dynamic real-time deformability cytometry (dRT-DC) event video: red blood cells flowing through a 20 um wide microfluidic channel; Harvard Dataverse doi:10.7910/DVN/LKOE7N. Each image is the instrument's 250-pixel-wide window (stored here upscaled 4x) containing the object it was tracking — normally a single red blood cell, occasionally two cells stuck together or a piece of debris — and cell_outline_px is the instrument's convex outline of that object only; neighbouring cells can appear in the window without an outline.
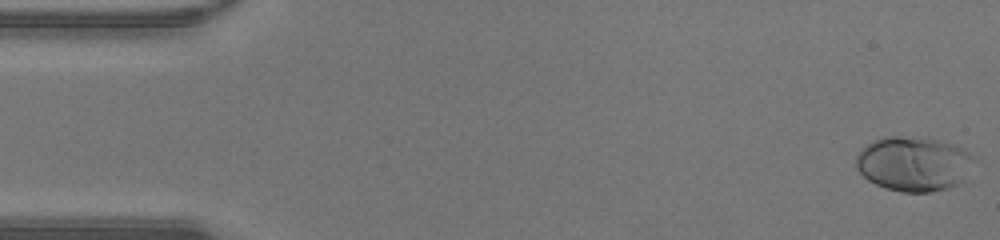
{"species": "human", "species_latin": "Homo sapiens", "temperature_condition": "warm", "stored_images_in_passage": 47, "camera_frame_rate_fps": 3000, "um_per_image_px": 0.085, "donor": {"sex": "male"}, "frame": {"image": 1, "passage_image": 1, "time_ms": 0.0, "image_size_px": [1000, 240], "cell_outline_px": [[980, 160], [960, 184], [948, 188], [928, 192], [900, 192], [876, 184], [868, 180], [856, 168], [856, 156], [868, 144], [884, 136], [896, 136], [940, 140], [956, 144]], "centroid_in_image_um": [77.75, 13.93], "position_along_channel_um": 7.2, "area_um2": 37.86}}
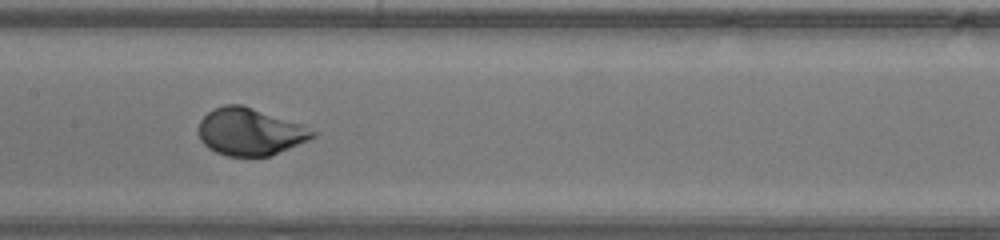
{"frame": {"image": 2, "passage_image": 23, "time_ms": 7.333, "image_size_px": [1000, 240], "cell_outline_px": [[320, 132], [316, 136], [308, 140], [272, 156], [228, 156], [216, 152], [208, 148], [200, 140], [196, 132], [200, 120], [208, 112], [224, 104], [240, 104], [304, 124]], "centroid_in_image_um": [21.27, 11.2], "position_along_channel_um": 186.1, "area_um2": 31.85}}
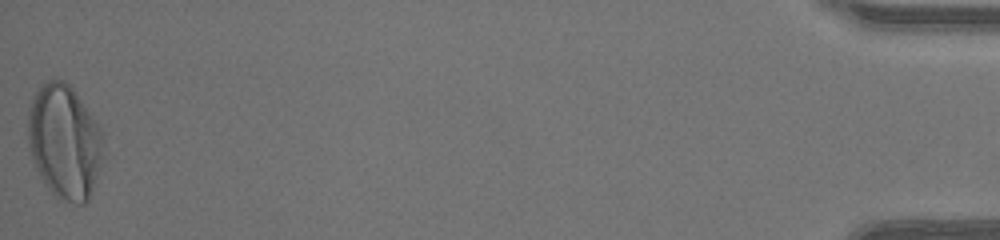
{"frame": {"image": 3, "passage_image": 47, "time_ms": 15.333, "image_size_px": [1000, 240], "cell_outline_px": [[104, 156], [88, 200], [84, 204], [76, 204], [56, 196], [44, 184], [36, 168], [32, 156], [28, 140], [28, 108], [40, 84], [48, 80], [60, 80], [68, 84], [72, 88], [104, 132]], "centroid_in_image_um": [5.5, 12.04], "position_along_channel_um": 429.7, "area_um2": 50.05}, "authors_computed_cell_mechanics": {"area_um2": 32.7726, "velocity_mm_per_s": 4.4027, "shape_relaxation_time_tau1_ms": 2.8062, "shape_relaxation_time_tau2_ms": null, "deformation_change_tau1": 0.1832, "deformation_change_tau2": null}}